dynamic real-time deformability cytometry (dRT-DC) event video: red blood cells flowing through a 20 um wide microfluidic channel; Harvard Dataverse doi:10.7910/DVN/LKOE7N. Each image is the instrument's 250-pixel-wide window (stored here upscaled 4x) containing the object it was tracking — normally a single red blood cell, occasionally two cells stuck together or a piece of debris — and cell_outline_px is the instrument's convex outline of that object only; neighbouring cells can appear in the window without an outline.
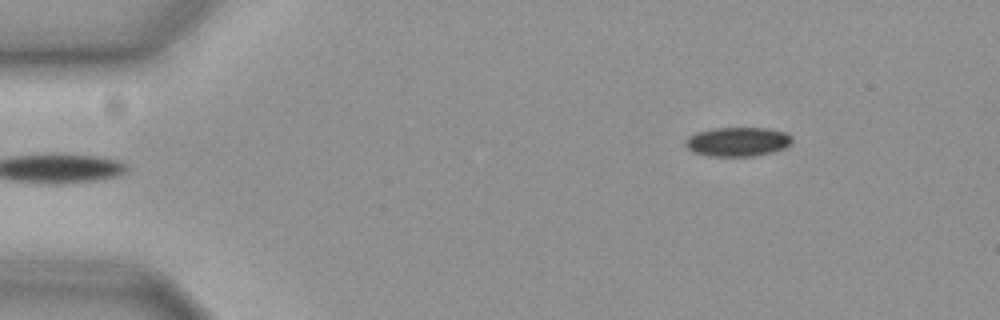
{"species": "common noctule bat (a hibernating species)", "species_latin": "Nyctalus noctula", "temperature_condition": "cold", "stored_images_in_passage": 49, "camera_frame_rate_fps": 3000, "um_per_image_px": 0.085, "animal": {"sex": "female", "body_mass_g": 19.3, "forearm_length_mm": 54.1}, "frame": {"image": 1, "passage_image": 1, "time_ms": 0.0, "image_size_px": [1000, 320], "cell_outline_px": [[792, 144], [776, 152], [752, 156], [708, 156], [692, 152], [684, 144], [688, 136], [696, 132], [712, 128], [768, 128], [788, 132], [792, 136]], "centroid_in_image_um": [62.73, 12.04], "position_along_channel_um": 22.3, "area_um2": 18.5}}
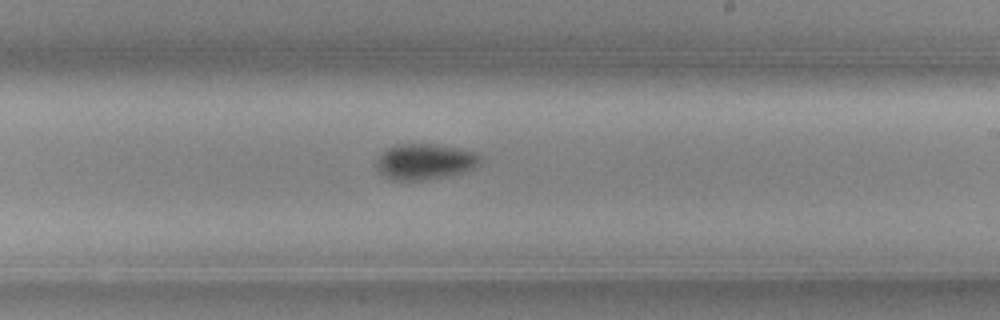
{"frame": {"image": 2, "passage_image": 27, "time_ms": 8.667, "image_size_px": [1000, 320], "cell_outline_px": [[480, 160], [472, 168], [460, 172], [444, 176], [424, 180], [388, 180], [376, 168], [376, 160], [388, 148], [396, 144], [432, 144], [456, 148], [472, 152], [480, 156]], "centroid_in_image_um": [36.03, 13.74], "position_along_channel_um": 253.0, "area_um2": 21.15}}
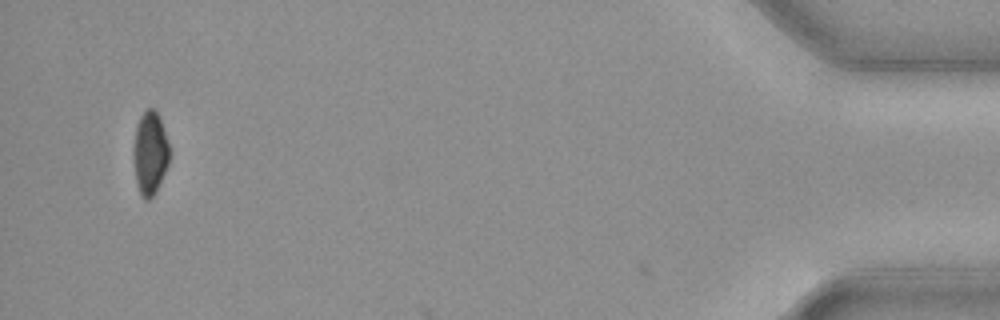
{"frame": {"image": 3, "passage_image": 48, "time_ms": 15.667, "image_size_px": [1000, 320], "cell_outline_px": [[168, 164], [156, 192], [148, 200], [144, 200], [140, 196], [136, 184], [132, 152], [136, 128], [140, 116], [148, 108], [152, 108], [160, 116], [168, 144]], "centroid_in_image_um": [12.72, 13.04], "position_along_channel_um": 422.5, "area_um2": 17.46}, "authors_computed_cell_mechanics": {"area_um2": 19.3052, "velocity_mm_per_s": 3.6512, "shape_relaxation_time_tau1_ms": 2.8004, "shape_relaxation_time_tau2_ms": null, "deformation_change_tau1": 0.088, "deformation_change_tau2": null}}